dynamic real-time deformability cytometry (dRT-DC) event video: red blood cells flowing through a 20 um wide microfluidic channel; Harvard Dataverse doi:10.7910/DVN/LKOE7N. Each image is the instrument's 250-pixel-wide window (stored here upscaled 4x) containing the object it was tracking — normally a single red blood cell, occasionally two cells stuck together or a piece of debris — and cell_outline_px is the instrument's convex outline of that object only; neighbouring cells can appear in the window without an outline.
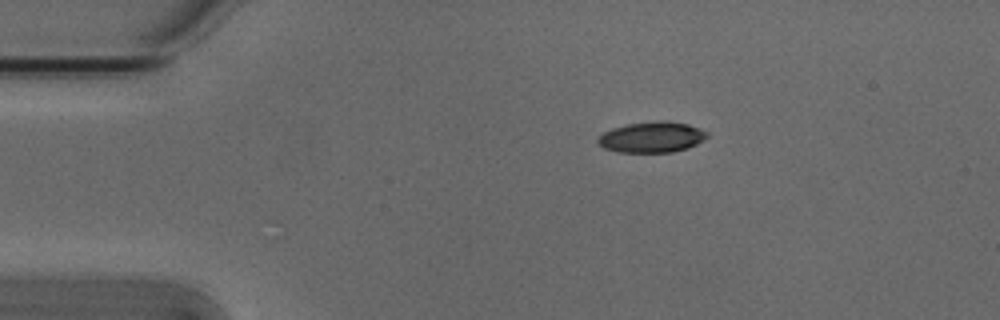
{"species": "Egyptian fruit bat (a non-hibernating species)", "species_latin": "Rousettus aegyptiacus", "temperature_condition": "cold", "stored_images_in_passage": 4, "camera_frame_rate_fps": 3000, "um_per_image_px": 0.085, "animal": {"sex": "male"}, "frame": {"image": 1, "passage_image": 1, "time_ms": 0.0, "image_size_px": [1000, 320], "cell_outline_px": [[708, 136], [704, 140], [688, 148], [672, 152], [620, 152], [604, 148], [596, 144], [596, 140], [604, 132], [612, 128], [628, 124], [660, 120], [688, 124], [708, 132]], "centroid_in_image_um": [55.39, 11.66], "position_along_channel_um": 29.6, "area_um2": 19.54}}
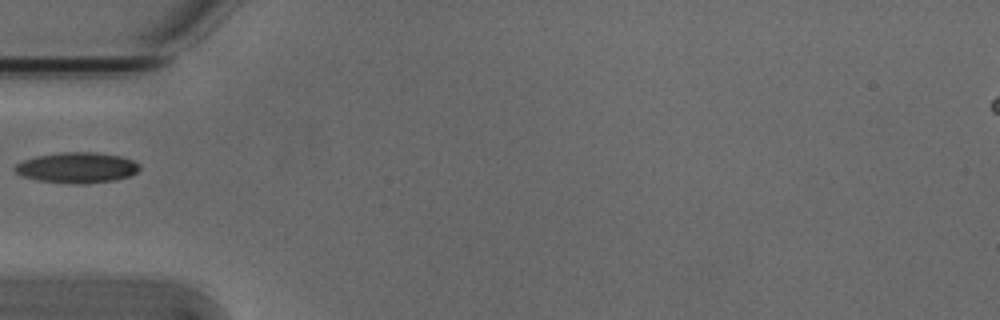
{"frame": {"image": 2, "passage_image": 3, "time_ms": 0.667, "image_size_px": [1000, 320], "cell_outline_px": [[140, 168], [136, 172], [128, 176], [116, 180], [84, 184], [72, 184], [40, 180], [24, 176], [16, 172], [12, 168], [16, 164], [24, 160], [36, 156], [60, 152], [96, 152], [120, 156], [132, 160], [140, 164]], "centroid_in_image_um": [6.55, 14.24], "position_along_channel_um": 78.4, "area_um2": 22.2}}
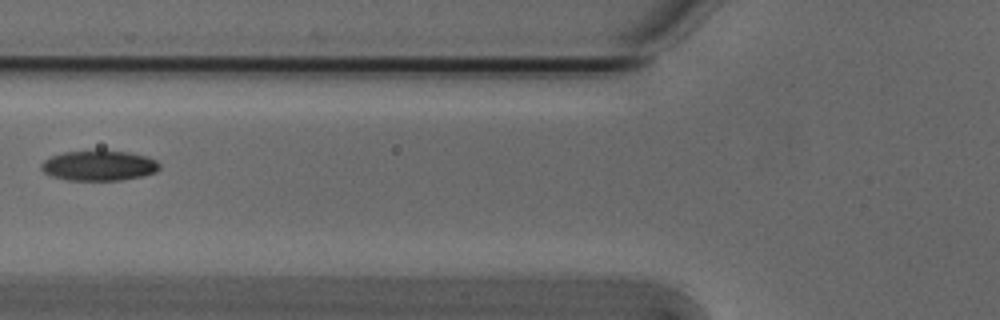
{"frame": {"image": 3, "passage_image": 4, "time_ms": 1.0, "image_size_px": [1000, 320], "cell_outline_px": [[160, 168], [156, 172], [140, 176], [120, 180], [68, 180], [52, 176], [44, 172], [40, 168], [40, 164], [44, 160], [52, 156], [64, 152], [128, 152], [148, 156], [156, 160], [160, 164]], "centroid_in_image_um": [8.42, 14.09], "position_along_channel_um": 117.4, "area_um2": 20.4}}